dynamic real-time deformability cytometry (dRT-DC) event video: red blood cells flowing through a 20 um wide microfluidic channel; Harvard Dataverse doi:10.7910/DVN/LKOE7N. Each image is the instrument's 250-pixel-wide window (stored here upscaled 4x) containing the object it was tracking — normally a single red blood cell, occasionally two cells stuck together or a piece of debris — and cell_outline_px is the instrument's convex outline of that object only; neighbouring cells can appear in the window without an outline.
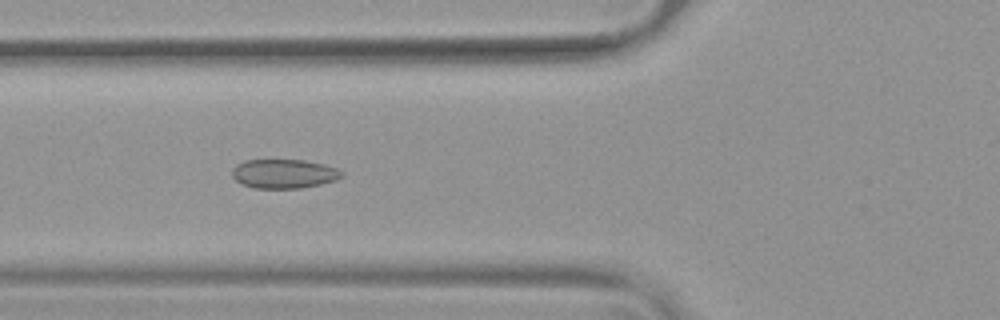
{"species": "common noctule bat (a hibernating species)", "species_latin": "Nyctalus noctula", "temperature_condition": "warm", "stored_images_in_passage": 53, "camera_frame_rate_fps": 3000, "um_per_image_px": 0.085, "animal": {"sex": "female", "body_mass_g": 19.9}, "frame": {"image": 1, "passage_image": 20, "time_ms": 6.333, "image_size_px": [1000, 320], "cell_outline_px": [[344, 176], [336, 180], [320, 184], [300, 188], [256, 188], [244, 184], [236, 180], [232, 176], [232, 168], [236, 164], [244, 160], [304, 160], [324, 164], [336, 168], [344, 172]], "centroid_in_image_um": [24.15, 14.76], "position_along_channel_um": 101.7, "area_um2": 18.61}}
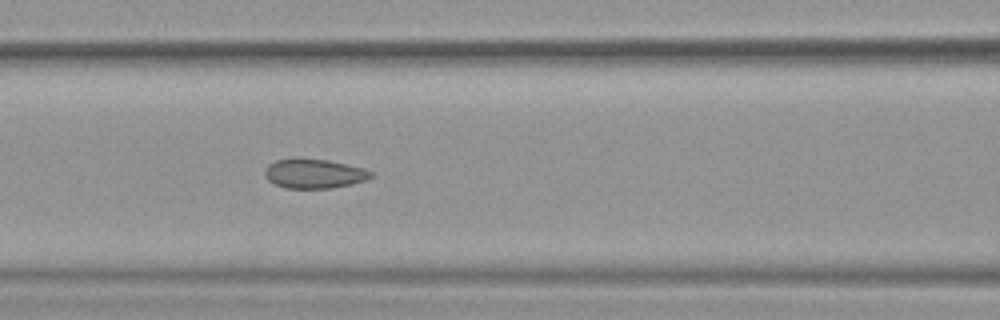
{"frame": {"image": 2, "passage_image": 23, "time_ms": 7.333, "image_size_px": [1000, 320], "cell_outline_px": [[372, 176], [368, 180], [352, 184], [332, 188], [284, 188], [268, 180], [264, 176], [264, 172], [268, 164], [276, 160], [296, 156], [300, 156], [328, 160], [364, 168], [372, 172]], "centroid_in_image_um": [26.68, 14.73], "position_along_channel_um": 139.9, "area_um2": 18.67}}
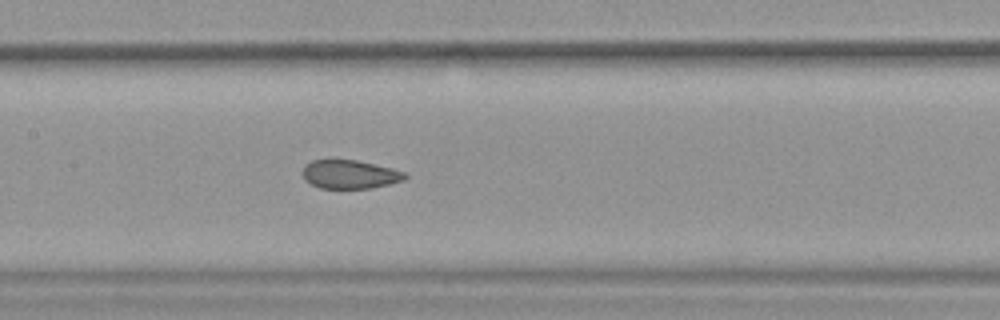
{"frame": {"image": 3, "passage_image": 26, "time_ms": 8.333, "image_size_px": [1000, 320], "cell_outline_px": [[408, 176], [404, 180], [372, 188], [320, 188], [304, 180], [304, 164], [312, 160], [356, 160], [392, 168], [408, 172]], "centroid_in_image_um": [29.77, 14.82], "position_along_channel_um": 177.6, "area_um2": 17.05}, "authors_computed_cell_mechanics": {"area_um2": 19.1896, "velocity_mm_per_s": 3.7862, "shape_relaxation_time_tau1_ms": null, "shape_relaxation_time_tau2_ms": 1.605, "deformation_change_tau1": null, "deformation_change_tau2": 0.0717}}